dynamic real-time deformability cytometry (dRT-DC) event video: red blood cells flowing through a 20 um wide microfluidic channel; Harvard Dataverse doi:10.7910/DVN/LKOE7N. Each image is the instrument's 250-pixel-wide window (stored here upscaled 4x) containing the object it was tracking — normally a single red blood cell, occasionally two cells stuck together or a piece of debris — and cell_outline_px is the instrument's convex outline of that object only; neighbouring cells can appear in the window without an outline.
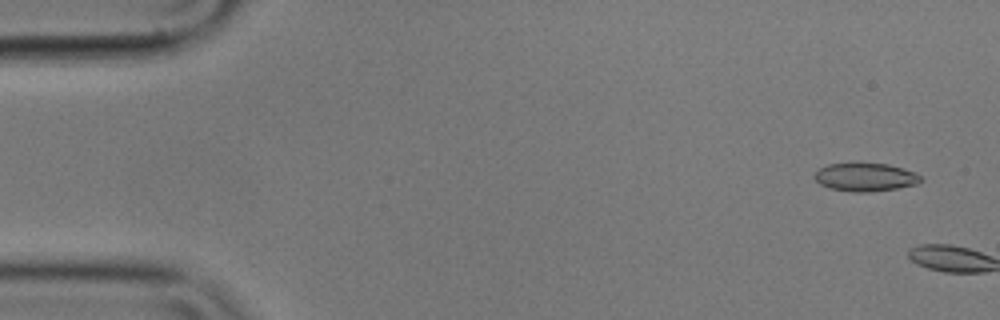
{"species": "common noctule bat (a hibernating species)", "species_latin": "Nyctalus noctula", "temperature_condition": "cold", "stored_images_in_passage": 5, "camera_frame_rate_fps": 3000, "um_per_image_px": 0.085, "animal": {"sex": "male", "body_mass_g": 17.9}, "frame": {"image": 1, "passage_image": 3, "time_ms": 0.667, "image_size_px": [1000, 320], "cell_outline_px": [[924, 180], [916, 184], [896, 188], [868, 192], [852, 192], [828, 188], [820, 184], [812, 176], [820, 168], [828, 164], [888, 164], [912, 172], [920, 176]], "centroid_in_image_um": [73.51, 15.07], "position_along_channel_um": 11.5, "area_um2": 17.17}}